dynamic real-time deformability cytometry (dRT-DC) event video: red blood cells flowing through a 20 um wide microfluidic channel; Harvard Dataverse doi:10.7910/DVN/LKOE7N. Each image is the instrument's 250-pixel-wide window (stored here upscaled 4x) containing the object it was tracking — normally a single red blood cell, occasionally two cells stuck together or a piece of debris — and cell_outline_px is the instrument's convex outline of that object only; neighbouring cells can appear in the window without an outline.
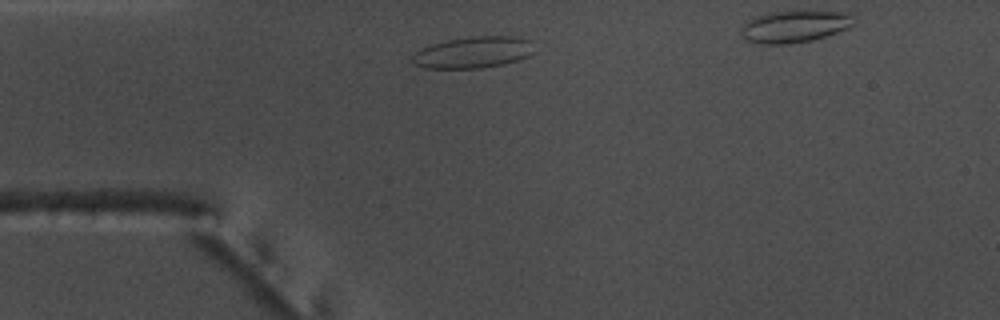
{"species": "common noctule bat (a hibernating species)", "species_latin": "Nyctalus noctula", "temperature_condition": "warm", "stored_images_in_passage": 33, "camera_frame_rate_fps": 3000, "um_per_image_px": 0.085, "animal": {"sex": "male", "body_mass_g": 17.5, "forearm_length_mm": 52.3}, "frame": {"image": 1, "passage_image": 4, "time_ms": 1.0, "image_size_px": [1000, 320], "cell_outline_px": [[536, 52], [528, 56], [504, 64], [480, 68], [424, 68], [412, 64], [412, 56], [420, 48], [432, 44], [448, 40], [476, 36], [520, 36], [532, 40]], "centroid_in_image_um": [40.27, 4.44], "position_along_channel_um": 44.7, "area_um2": 22.6}}
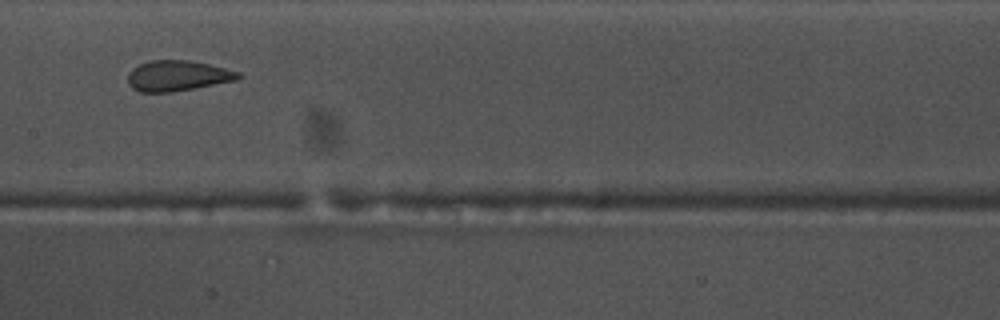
{"frame": {"image": 2, "passage_image": 17, "time_ms": 5.333, "image_size_px": [1000, 320], "cell_outline_px": [[244, 76], [236, 80], [172, 92], [140, 92], [132, 88], [128, 84], [128, 72], [132, 68], [140, 64], [152, 60], [188, 60], [208, 64], [240, 72]], "centroid_in_image_um": [15.08, 6.44], "position_along_channel_um": 192.3, "area_um2": 19.59}}
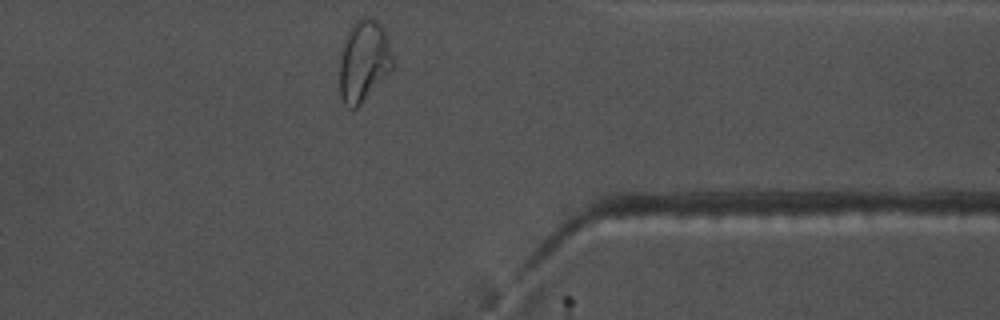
{"frame": {"image": 3, "passage_image": 33, "time_ms": 10.667, "image_size_px": [1000, 320], "cell_outline_px": [[392, 68], [360, 104], [356, 108], [348, 108], [344, 104], [340, 96], [340, 60], [344, 40], [352, 24], [356, 20], [376, 20], [384, 28], [388, 40], [392, 56]], "centroid_in_image_um": [30.89, 5.2], "position_along_channel_um": 380.5, "area_um2": 24.57}, "authors_computed_cell_mechanics": {"area_um2": 19.7098, "velocity_mm_per_s": 3.75, "shape_relaxation_time_tau1_ms": 8.6482, "shape_relaxation_time_tau2_ms": 0.9411, "deformation_change_tau1": 0.2359, "deformation_change_tau2": 0.0676}}